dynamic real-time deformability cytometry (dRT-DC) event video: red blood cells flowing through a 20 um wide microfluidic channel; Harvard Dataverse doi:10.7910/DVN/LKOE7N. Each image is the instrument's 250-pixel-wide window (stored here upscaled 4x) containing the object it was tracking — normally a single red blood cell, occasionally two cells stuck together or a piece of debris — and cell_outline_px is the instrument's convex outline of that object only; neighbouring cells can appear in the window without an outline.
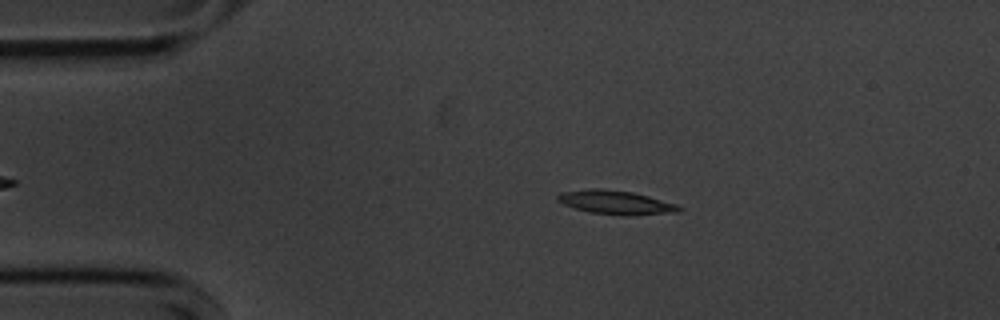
{"species": "common noctule bat (a hibernating species)", "species_latin": "Nyctalus noctula", "temperature_condition": "cold", "stored_images_in_passage": 40, "segment_of_instrument_passage": [1, 2], "camera_frame_rate_fps": 3000, "um_per_image_px": 0.085, "animal": {"sex": "male", "body_mass_g": 20.1, "forearm_length_mm": 53.5}, "frame": {"image": 1, "passage_image": 2, "time_ms": 0.333, "image_size_px": [1000, 320], "cell_outline_px": [[684, 208], [680, 212], [624, 216], [620, 216], [588, 212], [564, 204], [556, 200], [556, 196], [560, 192], [588, 188], [604, 188], [632, 192], [648, 196], [676, 204]], "centroid_in_image_um": [52.33, 17.2], "position_along_channel_um": 32.7, "area_um2": 17.11}}
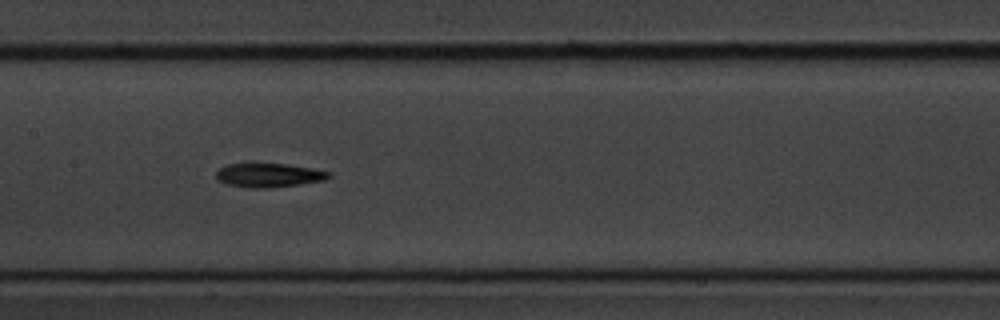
{"frame": {"image": 2, "passage_image": 18, "time_ms": 5.667, "image_size_px": [1000, 320], "cell_outline_px": [[332, 176], [324, 180], [268, 188], [252, 188], [228, 184], [216, 180], [216, 172], [220, 168], [228, 164], [256, 160], [288, 164], [312, 168], [332, 172]], "centroid_in_image_um": [22.81, 14.83], "position_along_channel_um": 184.6, "area_um2": 16.42}}
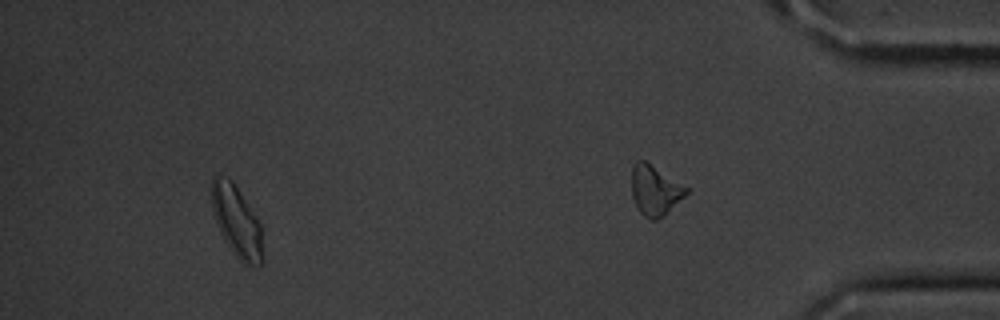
{"frame": {"image": 3, "passage_image": 35, "time_ms": 11.333, "image_size_px": [1000, 320], "cell_outline_px": [[264, 264], [244, 268], [232, 252], [224, 240], [216, 224], [212, 208], [212, 176], [216, 172], [232, 180], [264, 228]], "centroid_in_image_um": [20.18, 18.91], "position_along_channel_um": 415.0, "area_um2": 22.31}}